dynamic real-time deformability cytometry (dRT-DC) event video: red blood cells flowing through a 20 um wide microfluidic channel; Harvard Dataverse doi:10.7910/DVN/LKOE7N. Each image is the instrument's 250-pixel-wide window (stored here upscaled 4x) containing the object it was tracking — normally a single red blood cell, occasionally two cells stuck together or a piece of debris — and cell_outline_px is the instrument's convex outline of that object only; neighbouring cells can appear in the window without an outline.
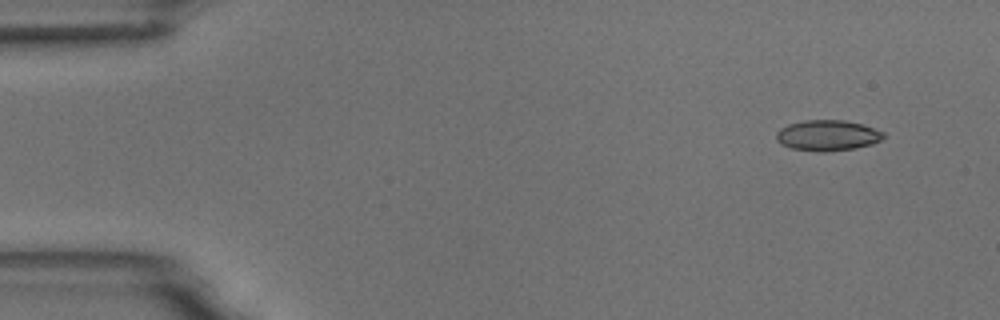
{"species": "common noctule bat (a hibernating species)", "species_latin": "Nyctalus noctula", "temperature_condition": "room temperature", "stored_images_in_passage": 6, "camera_frame_rate_fps": 3000, "um_per_image_px": 0.085, "animal": {"sex": "male", "body_mass_g": 18.8}, "frame": {"image": 1, "passage_image": 1, "time_ms": 0.0, "image_size_px": [1000, 320], "cell_outline_px": [[884, 136], [880, 140], [872, 144], [856, 148], [824, 152], [820, 152], [792, 148], [780, 144], [776, 140], [776, 132], [780, 128], [788, 124], [804, 120], [844, 120], [864, 124], [884, 132]], "centroid_in_image_um": [70.33, 11.5], "position_along_channel_um": 14.7, "area_um2": 19.31}}
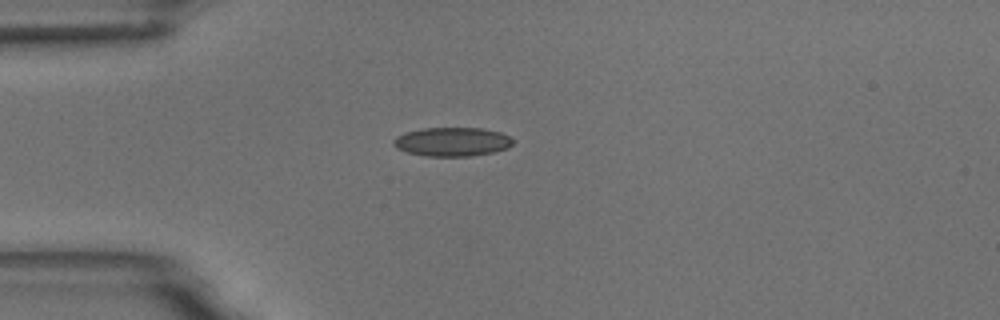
{"frame": {"image": 2, "passage_image": 3, "time_ms": 3.333, "image_size_px": [1000, 320], "cell_outline_px": [[516, 140], [508, 148], [492, 152], [472, 156], [428, 156], [408, 152], [396, 148], [392, 144], [392, 140], [396, 136], [404, 132], [424, 128], [480, 128], [500, 132]], "centroid_in_image_um": [38.42, 12.05], "position_along_channel_um": 46.6, "area_um2": 20.17}}